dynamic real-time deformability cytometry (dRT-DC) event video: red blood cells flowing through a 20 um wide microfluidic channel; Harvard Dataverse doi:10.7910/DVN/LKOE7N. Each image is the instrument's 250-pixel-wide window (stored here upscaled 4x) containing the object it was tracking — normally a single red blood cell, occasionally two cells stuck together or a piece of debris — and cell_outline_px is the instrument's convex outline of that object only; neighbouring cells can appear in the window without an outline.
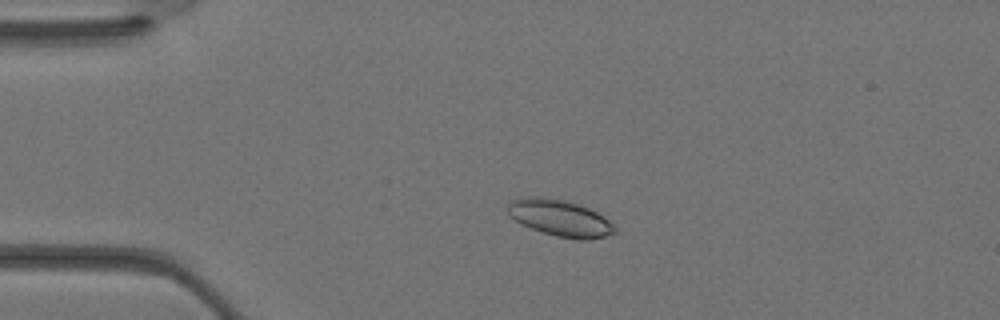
{"species": "Egyptian fruit bat (a non-hibernating species)", "species_latin": "Rousettus aegyptiacus", "temperature_condition": "warm", "stored_images_in_passage": 37, "camera_frame_rate_fps": 3000, "um_per_image_px": 0.085, "animal": {"sex": "female"}, "frame": {"image": 1, "passage_image": 8, "time_ms": 2.333, "image_size_px": [1000, 320], "cell_outline_px": [[616, 232], [604, 236], [588, 240], [580, 240], [556, 236], [532, 228], [508, 216], [504, 208], [512, 200], [520, 196], [536, 196], [564, 200], [588, 208], [604, 216], [616, 228]], "centroid_in_image_um": [47.55, 18.52], "position_along_channel_um": 37.5, "area_um2": 22.72}}
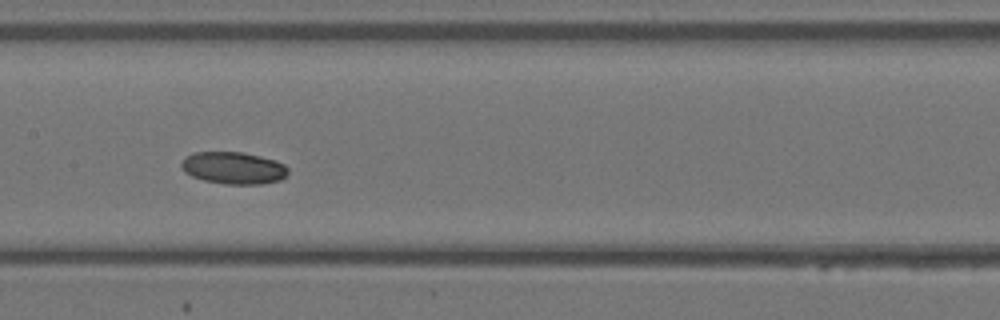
{"frame": {"image": 2, "passage_image": 18, "time_ms": 5.667, "image_size_px": [1000, 320], "cell_outline_px": [[288, 172], [280, 180], [260, 184], [224, 184], [204, 180], [192, 176], [184, 172], [180, 164], [192, 152], [244, 152], [276, 160], [284, 164], [288, 168]], "centroid_in_image_um": [19.85, 14.27], "position_along_channel_um": 187.5, "area_um2": 19.94}}
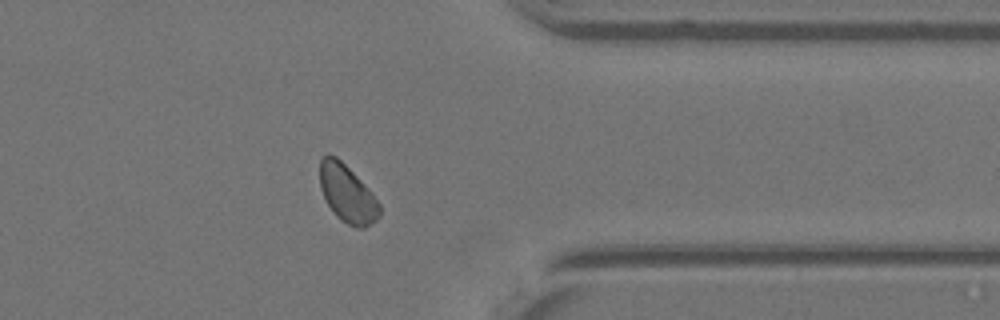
{"frame": {"image": 3, "passage_image": 29, "time_ms": 9.333, "image_size_px": [1000, 320], "cell_outline_px": [[380, 216], [376, 220], [364, 228], [356, 228], [340, 220], [336, 216], [328, 204], [320, 188], [320, 160], [328, 152], [336, 156], [368, 188], [380, 204]], "centroid_in_image_um": [29.51, 16.47], "position_along_channel_um": 381.9, "area_um2": 19.88}}